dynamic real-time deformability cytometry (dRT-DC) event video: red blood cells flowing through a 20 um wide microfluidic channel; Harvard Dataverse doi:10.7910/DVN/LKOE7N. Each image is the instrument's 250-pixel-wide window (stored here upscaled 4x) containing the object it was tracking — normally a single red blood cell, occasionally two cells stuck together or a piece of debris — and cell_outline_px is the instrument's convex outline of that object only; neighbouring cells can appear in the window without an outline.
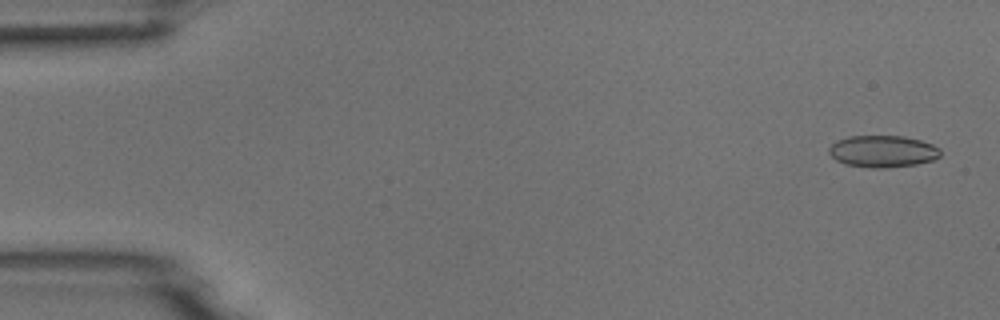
{"species": "common noctule bat (a hibernating species)", "species_latin": "Nyctalus noctula", "temperature_condition": "room temperature", "stored_images_in_passage": 53, "camera_frame_rate_fps": 3000, "um_per_image_px": 0.085, "animal": {"sex": "male", "body_mass_g": 18.8}, "frame": {"image": 1, "passage_image": 2, "time_ms": 0.333, "image_size_px": [1000, 320], "cell_outline_px": [[940, 156], [932, 160], [916, 164], [884, 168], [872, 168], [844, 164], [836, 160], [828, 152], [828, 148], [836, 140], [848, 136], [904, 136], [920, 140], [932, 144], [940, 148]], "centroid_in_image_um": [75.01, 12.86], "position_along_channel_um": 10.0, "area_um2": 20.75}}
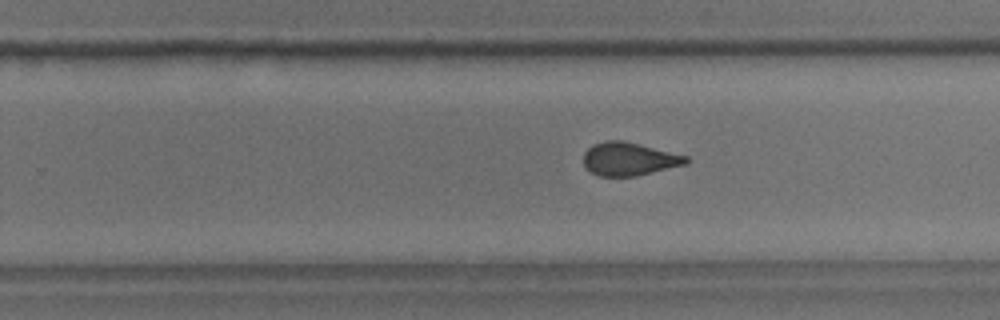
{"frame": {"image": 2, "passage_image": 33, "time_ms": 10.667, "image_size_px": [1000, 320], "cell_outline_px": [[688, 164], [636, 176], [600, 176], [584, 168], [584, 152], [592, 144], [604, 140], [624, 140], [688, 156]], "centroid_in_image_um": [53.46, 13.5], "position_along_channel_um": 276.3, "area_um2": 20.0}}
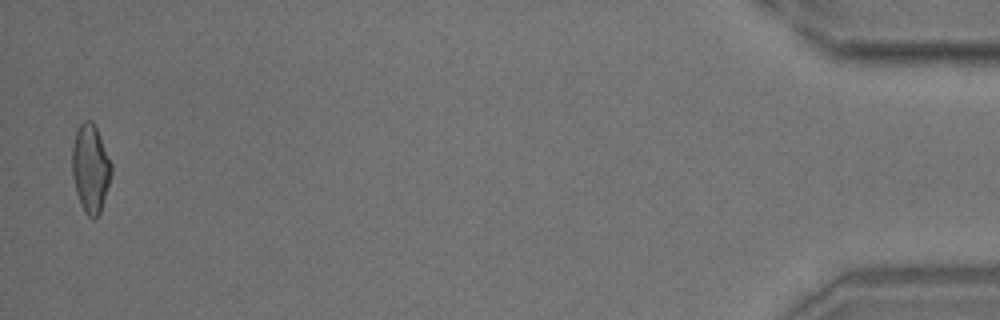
{"frame": {"image": 3, "passage_image": 52, "time_ms": 17.0, "image_size_px": [1000, 320], "cell_outline_px": [[112, 172], [100, 212], [92, 220], [84, 212], [80, 204], [76, 192], [72, 176], [72, 144], [76, 132], [80, 124], [84, 120], [92, 120], [96, 128], [112, 164]], "centroid_in_image_um": [7.67, 14.32], "position_along_channel_um": 427.5, "area_um2": 20.06}}